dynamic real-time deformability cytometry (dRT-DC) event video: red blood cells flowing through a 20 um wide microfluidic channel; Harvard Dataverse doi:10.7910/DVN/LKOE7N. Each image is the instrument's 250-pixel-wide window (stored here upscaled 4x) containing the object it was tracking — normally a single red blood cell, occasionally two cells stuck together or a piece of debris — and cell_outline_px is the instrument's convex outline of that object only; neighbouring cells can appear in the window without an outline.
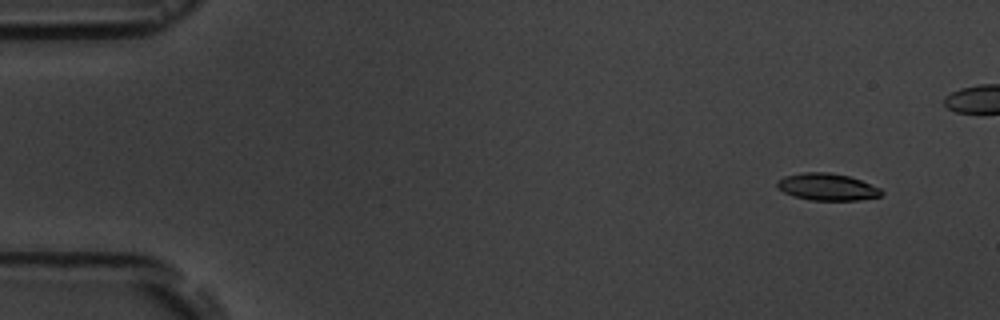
{"species": "common noctule bat (a hibernating species)", "species_latin": "Nyctalus noctula", "temperature_condition": "room temperature", "stored_images_in_passage": 5, "camera_frame_rate_fps": 3000, "um_per_image_px": 0.085, "animal": {"sex": "male", "body_mass_g": 19.5, "forearm_length_mm": 54.6}, "frame": {"image": 1, "passage_image": 2, "time_ms": 1.0, "image_size_px": [1000, 320], "cell_outline_px": [[884, 192], [880, 196], [860, 200], [812, 200], [792, 196], [776, 188], [776, 180], [784, 176], [804, 172], [828, 172], [848, 176], [860, 180], [880, 188]], "centroid_in_image_um": [70.27, 15.89], "position_along_channel_um": 14.7, "area_um2": 16.47}}